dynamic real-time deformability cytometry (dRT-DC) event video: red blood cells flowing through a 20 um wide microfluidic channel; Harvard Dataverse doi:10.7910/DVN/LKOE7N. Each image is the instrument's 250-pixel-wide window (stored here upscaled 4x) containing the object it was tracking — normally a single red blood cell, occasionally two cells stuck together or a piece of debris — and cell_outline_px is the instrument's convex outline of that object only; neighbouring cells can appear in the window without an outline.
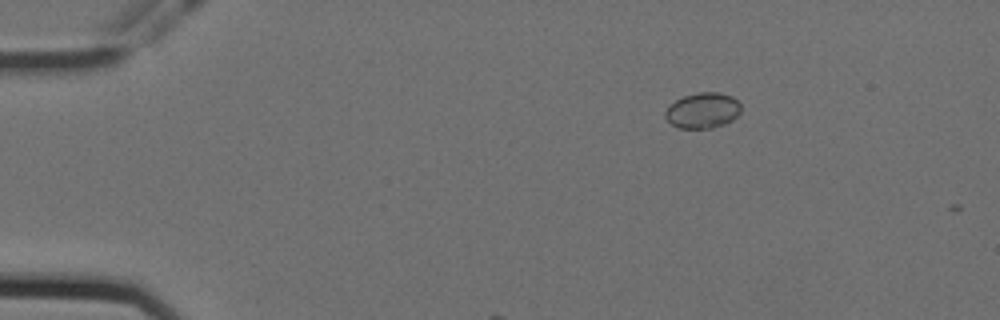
{"species": "Egyptian fruit bat (a non-hibernating species)", "species_latin": "Rousettus aegyptiacus", "temperature_condition": "cold", "stored_images_in_passage": 9, "camera_frame_rate_fps": 3000, "um_per_image_px": 0.085, "animal": {"sex": "female"}, "frame": {"image": 1, "passage_image": 1, "time_ms": 0.0, "image_size_px": [1000, 320], "cell_outline_px": [[740, 112], [732, 120], [724, 124], [712, 128], [680, 128], [672, 124], [664, 116], [664, 112], [668, 104], [684, 96], [696, 92], [720, 92], [732, 96], [740, 104]], "centroid_in_image_um": [59.71, 9.38], "position_along_channel_um": 25.3, "area_um2": 15.78}}